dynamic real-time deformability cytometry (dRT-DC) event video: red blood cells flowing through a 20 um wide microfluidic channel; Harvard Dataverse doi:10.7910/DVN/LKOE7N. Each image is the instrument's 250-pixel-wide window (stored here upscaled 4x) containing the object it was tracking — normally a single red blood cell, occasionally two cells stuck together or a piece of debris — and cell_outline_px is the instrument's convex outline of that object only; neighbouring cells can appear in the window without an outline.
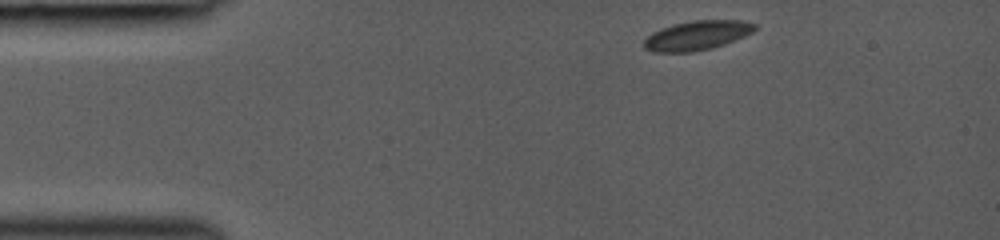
{"species": "common noctule bat (a hibernating species)", "species_latin": "Nyctalus noctula", "temperature_condition": "room temperature", "stored_images_in_passage": 8, "camera_frame_rate_fps": 3000, "um_per_image_px": 0.085, "animal": {"sex": "female", "body_mass_g": 19.0, "forearm_length_mm": 53.3}, "frame": {"image": 1, "passage_image": 1, "time_ms": 0.0, "image_size_px": [1000, 240], "cell_outline_px": [[756, 28], [752, 32], [744, 36], [724, 44], [712, 48], [692, 52], [652, 52], [644, 48], [644, 40], [652, 32], [660, 28], [672, 24], [692, 20], [744, 20], [756, 24]], "centroid_in_image_um": [59.23, 3.0], "position_along_channel_um": 25.8, "area_um2": 19.07}}
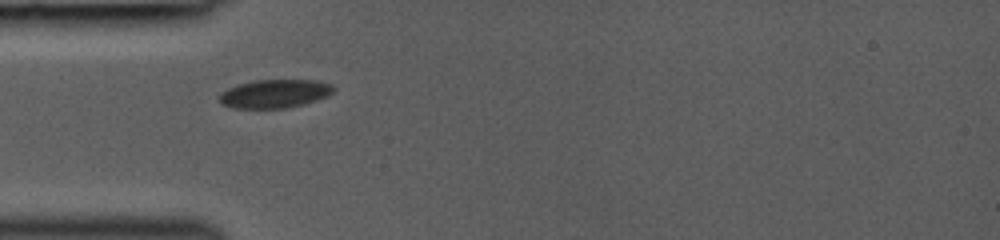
{"frame": {"image": 2, "passage_image": 5, "time_ms": 2.333, "image_size_px": [1000, 240], "cell_outline_px": [[336, 88], [328, 96], [304, 104], [284, 108], [232, 108], [220, 104], [216, 96], [220, 92], [236, 84], [252, 80], [316, 80], [332, 84]], "centroid_in_image_um": [23.29, 7.96], "position_along_channel_um": 61.7, "area_um2": 19.31}}
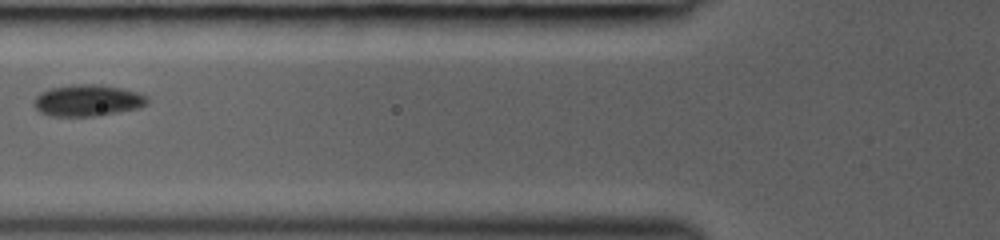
{"frame": {"image": 3, "passage_image": 7, "time_ms": 3.667, "image_size_px": [1000, 240], "cell_outline_px": [[148, 104], [140, 108], [100, 116], [48, 116], [40, 112], [32, 104], [32, 100], [40, 92], [52, 88], [76, 84], [100, 84], [120, 88], [136, 92], [148, 96]], "centroid_in_image_um": [7.45, 8.55], "position_along_channel_um": 118.4, "area_um2": 21.1}}